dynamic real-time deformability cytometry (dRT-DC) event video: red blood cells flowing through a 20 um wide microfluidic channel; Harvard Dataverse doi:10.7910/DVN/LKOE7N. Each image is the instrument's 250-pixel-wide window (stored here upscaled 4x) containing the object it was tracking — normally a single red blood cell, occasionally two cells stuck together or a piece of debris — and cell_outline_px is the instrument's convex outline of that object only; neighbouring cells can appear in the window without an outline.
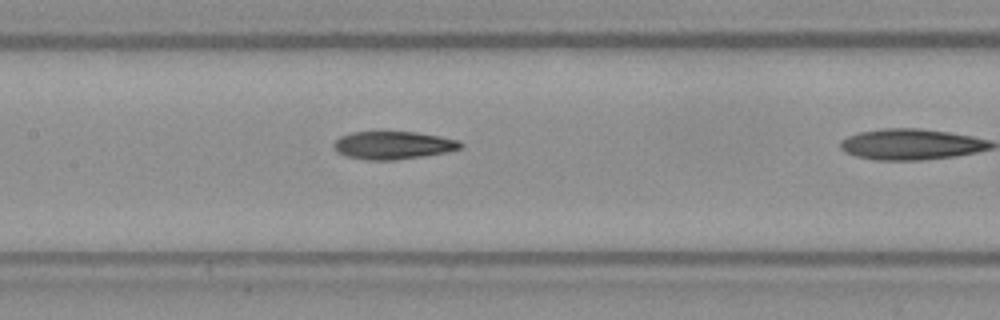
{"species": "Egyptian fruit bat (a non-hibernating species)", "species_latin": "Rousettus aegyptiacus", "temperature_condition": "warm", "stored_images_in_passage": 24, "camera_frame_rate_fps": 3000, "um_per_image_px": 0.085, "frame": {"image": 1, "passage_image": 17, "time_ms": 5.333, "image_size_px": [1000, 320], "cell_outline_px": [[464, 144], [460, 148], [448, 152], [424, 156], [396, 160], [364, 160], [344, 156], [336, 152], [332, 148], [332, 144], [340, 136], [352, 132], [416, 132], [440, 136], [460, 140]], "centroid_in_image_um": [33.39, 12.35], "position_along_channel_um": 174.0, "area_um2": 20.92}}